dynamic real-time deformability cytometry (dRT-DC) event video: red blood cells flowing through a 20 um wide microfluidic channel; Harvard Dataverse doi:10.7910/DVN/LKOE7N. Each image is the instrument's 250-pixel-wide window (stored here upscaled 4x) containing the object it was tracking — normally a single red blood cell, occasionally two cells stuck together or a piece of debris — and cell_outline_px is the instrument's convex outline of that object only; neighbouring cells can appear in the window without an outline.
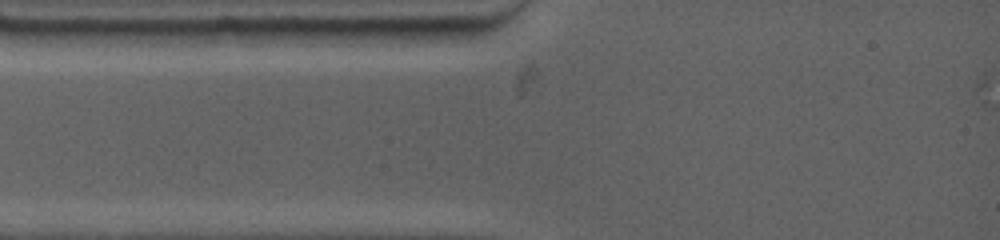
{"species": "common noctule bat (a hibernating species)", "species_latin": "Nyctalus noctula", "temperature_condition": "warm", "stored_images_in_passage": 2, "camera_frame_rate_fps": 4500, "um_per_image_px": 0.085, "animal": {"sex": "female", "body_mass_g": 19.0, "forearm_length_mm": 53.3}, "frame": {"image": 1, "passage_image": 1, "time_ms": 0.0, "image_size_px": [1000, 240], "cell_outline_px": [[464, 32], [456, 44], [352, 44], [348, 40], [340, 28], [464, 28]], "centroid_in_image_um": [34.27, 3.04], "position_along_channel_um": 50.7, "area_um2": 13.35}}